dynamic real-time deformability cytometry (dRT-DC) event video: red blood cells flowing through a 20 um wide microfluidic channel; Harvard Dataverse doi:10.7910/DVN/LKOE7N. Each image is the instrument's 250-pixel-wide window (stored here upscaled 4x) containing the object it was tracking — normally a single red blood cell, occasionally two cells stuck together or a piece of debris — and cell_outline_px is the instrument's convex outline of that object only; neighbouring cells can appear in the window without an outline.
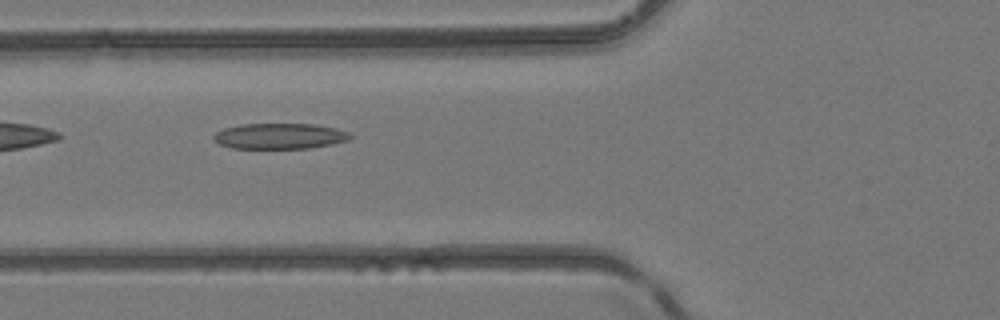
{"species": "common noctule bat (a hibernating species)", "species_latin": "Nyctalus noctula", "temperature_condition": "room temperature", "stored_images_in_passage": 7, "camera_frame_rate_fps": 3000, "um_per_image_px": 0.085, "animal": {"sex": "female", "body_mass_g": 24.6, "forearm_length_mm": 56.2}, "frame": {"image": 1, "passage_image": 6, "time_ms": 5.667, "image_size_px": [1000, 320], "cell_outline_px": [[352, 136], [348, 140], [332, 144], [308, 148], [232, 148], [220, 144], [212, 136], [216, 132], [224, 128], [240, 124], [312, 124], [336, 128], [348, 132]], "centroid_in_image_um": [23.77, 11.56], "position_along_channel_um": 102.0, "area_um2": 20.29}}
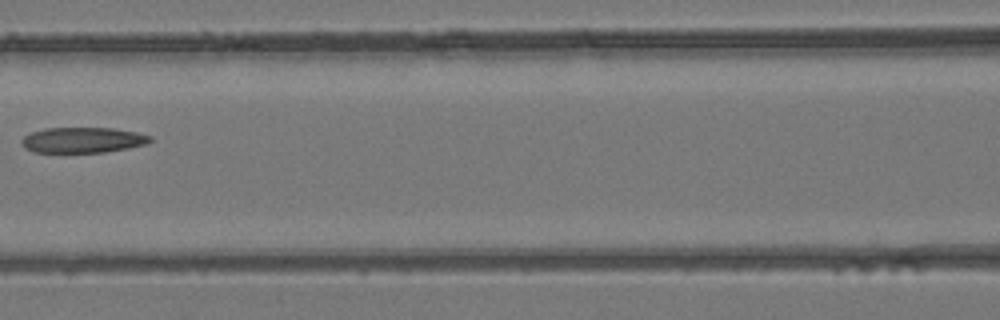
{"frame": {"image": 2, "passage_image": 7, "time_ms": 7.0, "image_size_px": [1000, 320], "cell_outline_px": [[152, 140], [148, 144], [128, 148], [104, 152], [32, 152], [24, 148], [20, 144], [20, 140], [24, 136], [32, 132], [44, 128], [112, 128], [136, 132], [152, 136]], "centroid_in_image_um": [7.02, 11.9], "position_along_channel_um": 159.6, "area_um2": 19.25}}